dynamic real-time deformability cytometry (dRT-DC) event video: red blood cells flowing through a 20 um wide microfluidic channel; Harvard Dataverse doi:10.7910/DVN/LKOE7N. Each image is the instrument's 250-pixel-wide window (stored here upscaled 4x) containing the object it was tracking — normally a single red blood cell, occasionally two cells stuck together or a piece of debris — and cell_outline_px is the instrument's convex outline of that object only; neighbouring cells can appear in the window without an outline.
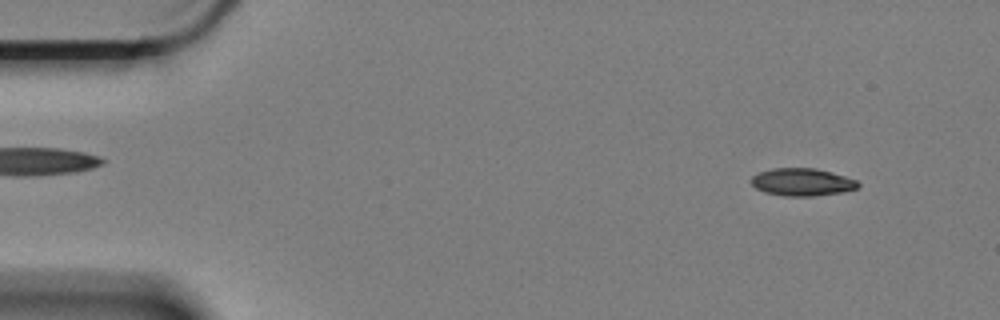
{"species": "Egyptian fruit bat (a non-hibernating species)", "species_latin": "Rousettus aegyptiacus", "temperature_condition": "cold", "stored_images_in_passage": 59, "camera_frame_rate_fps": 3000, "um_per_image_px": 0.085, "animal": {"sex": "female"}, "frame": {"image": 1, "passage_image": 5, "time_ms": 1.333, "image_size_px": [1000, 320], "cell_outline_px": [[860, 184], [856, 188], [844, 192], [812, 196], [784, 196], [764, 192], [756, 188], [752, 184], [752, 176], [760, 172], [772, 168], [816, 168], [832, 172], [856, 180]], "centroid_in_image_um": [68.18, 15.47], "position_along_channel_um": 16.8, "area_um2": 17.11}}
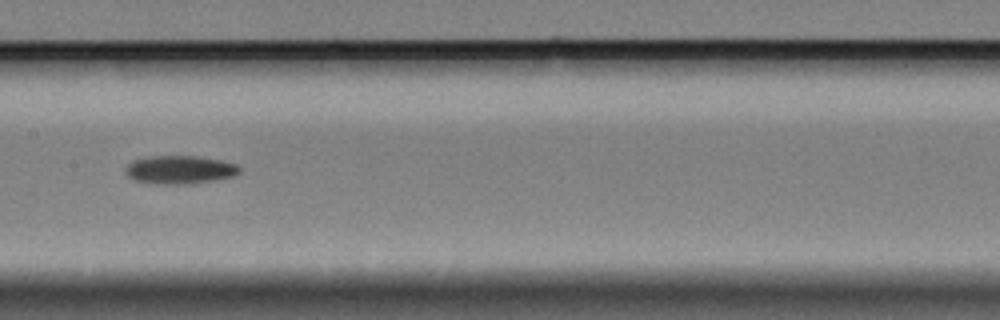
{"frame": {"image": 2, "passage_image": 29, "time_ms": 9.333, "image_size_px": [1000, 320], "cell_outline_px": [[240, 172], [232, 176], [192, 184], [164, 184], [136, 180], [128, 176], [128, 164], [132, 160], [148, 156], [196, 156], [220, 160], [236, 164], [240, 168]], "centroid_in_image_um": [15.3, 14.41], "position_along_channel_um": 192.1, "area_um2": 18.44}}
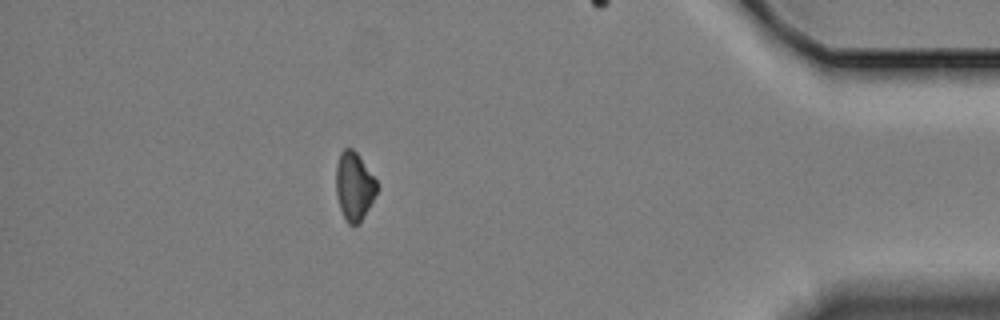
{"frame": {"image": 3, "passage_image": 52, "time_ms": 17.0, "image_size_px": [1000, 320], "cell_outline_px": [[376, 192], [368, 208], [360, 220], [356, 224], [348, 224], [340, 208], [336, 192], [336, 164], [340, 152], [344, 148], [352, 148], [356, 152], [376, 180]], "centroid_in_image_um": [30.07, 15.78], "position_along_channel_um": 405.1, "area_um2": 15.78}, "authors_computed_cell_mechanics": {"area_um2": 17.4556, "velocity_mm_per_s": 3.3696, "shape_relaxation_time_tau1_ms": 3.5444, "shape_relaxation_time_tau2_ms": null, "deformation_change_tau1": 0.1049, "deformation_change_tau2": null}}